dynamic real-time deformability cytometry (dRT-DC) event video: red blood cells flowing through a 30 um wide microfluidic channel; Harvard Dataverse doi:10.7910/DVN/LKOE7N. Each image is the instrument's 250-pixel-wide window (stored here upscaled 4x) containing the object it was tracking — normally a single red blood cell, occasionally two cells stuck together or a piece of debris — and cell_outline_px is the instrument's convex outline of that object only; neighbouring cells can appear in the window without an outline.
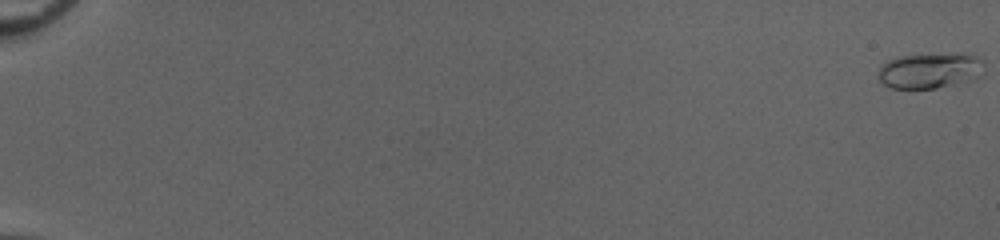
{"species": "common noctule bat (a hibernating species)", "species_latin": "Nyctalus noctula", "temperature_condition": "cold", "stored_images_in_passage": 54, "camera_frame_rate_fps": 3000, "um_per_image_px": 0.085, "animal": {"sex": "female", "body_mass_g": 20.0, "forearm_length_mm": 54.0}, "frame": {"image": 1, "passage_image": 1, "time_ms": 0.0, "image_size_px": [1000, 240], "cell_outline_px": [[984, 72], [976, 80], [936, 88], [888, 88], [876, 76], [880, 64], [896, 56], [956, 52], [968, 52], [980, 56], [984, 60]], "centroid_in_image_um": [79.11, 5.96], "position_along_channel_um": 5.9, "area_um2": 23.06}}
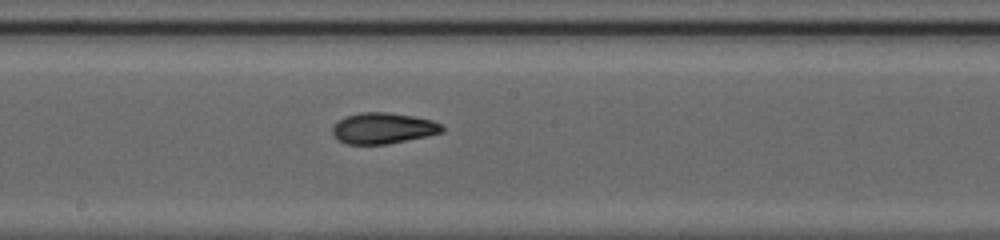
{"frame": {"image": 2, "passage_image": 33, "time_ms": 10.667, "image_size_px": [1000, 240], "cell_outline_px": [[444, 132], [428, 136], [388, 144], [344, 144], [332, 132], [332, 124], [344, 116], [360, 112], [388, 112], [412, 116], [432, 120], [440, 124], [444, 128]], "centroid_in_image_um": [32.55, 10.89], "position_along_channel_um": 215.7, "area_um2": 19.94}}
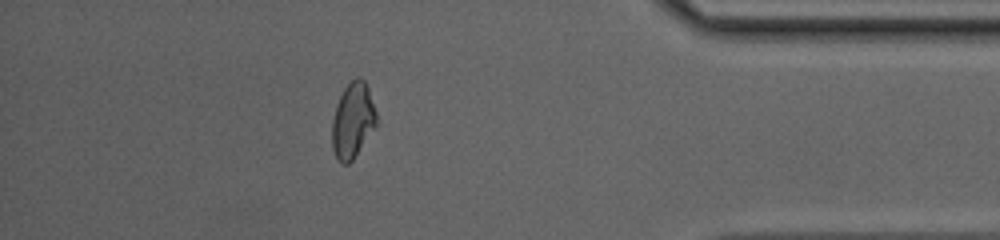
{"frame": {"image": 3, "passage_image": 49, "time_ms": 16.0, "image_size_px": [1000, 240], "cell_outline_px": [[376, 128], [352, 160], [348, 164], [340, 164], [332, 148], [332, 120], [336, 104], [344, 88], [356, 76], [360, 76], [364, 80], [368, 88], [376, 112]], "centroid_in_image_um": [29.98, 10.24], "position_along_channel_um": 405.2, "area_um2": 19.59}, "authors_computed_cell_mechanics": {"area_um2": 19.5075, "velocity_mm_per_s": 4.0775, "shape_relaxation_time_tau1_ms": 10.8216, "shape_relaxation_time_tau2_ms": 2.0294, "deformation_change_tau1": 0.2556, "deformation_change_tau2": 0.0732}}